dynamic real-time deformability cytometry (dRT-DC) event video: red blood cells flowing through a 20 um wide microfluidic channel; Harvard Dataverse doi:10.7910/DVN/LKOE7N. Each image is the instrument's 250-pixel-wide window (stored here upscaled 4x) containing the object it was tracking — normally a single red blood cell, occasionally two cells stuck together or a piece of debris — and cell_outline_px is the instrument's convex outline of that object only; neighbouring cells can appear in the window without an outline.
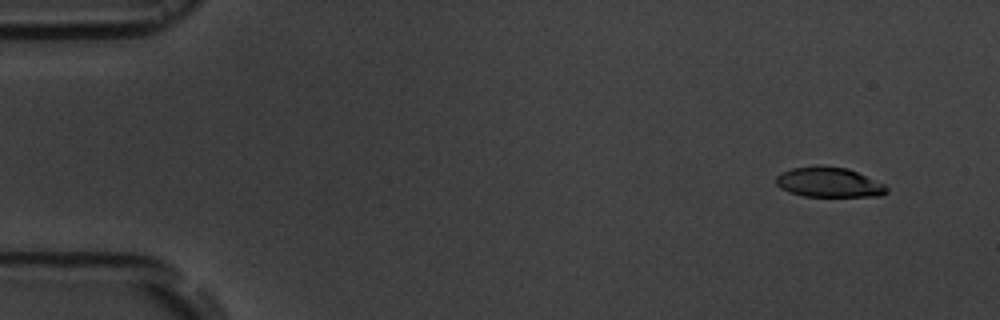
{"species": "common noctule bat (a hibernating species)", "species_latin": "Nyctalus noctula", "temperature_condition": "room temperature", "stored_images_in_passage": 4, "segment_of_instrument_passage": [2, 2], "camera_frame_rate_fps": 3000, "um_per_image_px": 0.085, "animal": {"sex": "male", "body_mass_g": 19.5, "forearm_length_mm": 54.6}, "frame": {"image": 1, "passage_image": 4, "time_ms": 4.0, "image_size_px": [1000, 320], "cell_outline_px": [[888, 192], [880, 196], [804, 196], [788, 192], [780, 188], [776, 184], [776, 176], [780, 172], [792, 168], [848, 168], [884, 184], [888, 188]], "centroid_in_image_um": [70.45, 15.53], "position_along_channel_um": 14.5, "area_um2": 18.73}}